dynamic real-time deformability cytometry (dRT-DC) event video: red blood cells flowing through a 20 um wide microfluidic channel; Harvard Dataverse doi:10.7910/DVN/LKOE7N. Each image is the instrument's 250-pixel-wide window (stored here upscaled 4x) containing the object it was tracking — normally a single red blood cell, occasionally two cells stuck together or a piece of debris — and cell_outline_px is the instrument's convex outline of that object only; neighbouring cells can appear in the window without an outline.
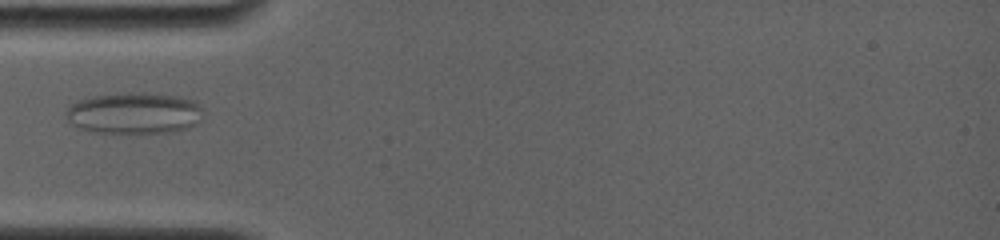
{"species": "common noctule bat (a hibernating species)", "species_latin": "Nyctalus noctula", "temperature_condition": "room temperature", "stored_images_in_passage": 46, "camera_frame_rate_fps": 4000, "um_per_image_px": 0.085, "animal": {"sex": "female", "body_mass_g": 19.0, "forearm_length_mm": 56.7}, "frame": {"image": 1, "passage_image": 7, "time_ms": 2.25, "image_size_px": [1000, 240], "cell_outline_px": [[200, 120], [196, 124], [188, 128], [168, 132], [92, 132], [76, 128], [64, 116], [64, 112], [72, 104], [80, 100], [92, 96], [140, 92], [176, 96], [192, 100], [200, 108]], "centroid_in_image_um": [11.34, 9.62], "position_along_channel_um": 73.7, "area_um2": 32.66}}
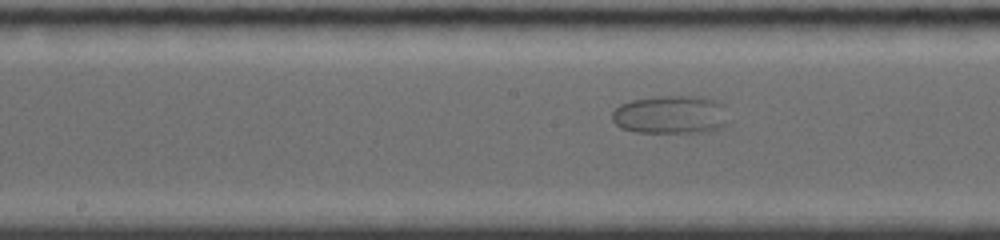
{"frame": {"image": 2, "passage_image": 23, "time_ms": 5.5, "image_size_px": [1000, 240], "cell_outline_px": [[728, 124], [720, 128], [704, 132], [636, 132], [620, 128], [612, 120], [612, 112], [620, 104], [632, 100], [664, 96], [688, 96], [716, 100], [720, 104]], "centroid_in_image_um": [56.95, 9.76], "position_along_channel_um": 191.3, "area_um2": 25.61}}
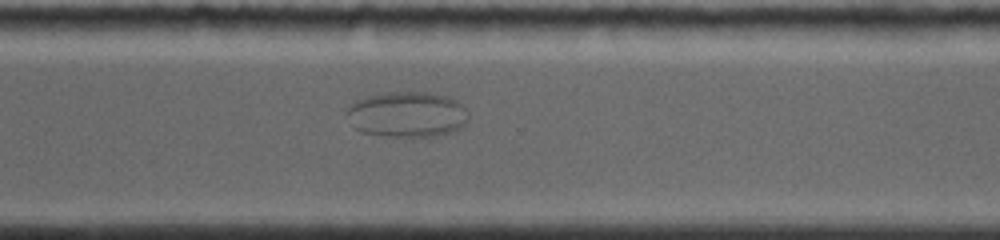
{"frame": {"image": 3, "passage_image": 34, "time_ms": 9.5, "image_size_px": [1000, 240], "cell_outline_px": [[468, 120], [460, 128], [452, 132], [432, 136], [392, 136], [360, 132], [352, 128], [348, 112], [348, 108], [356, 100], [368, 96], [388, 92], [428, 92], [444, 96], [456, 100], [468, 112]], "centroid_in_image_um": [34.61, 9.73], "position_along_channel_um": 336.0, "area_um2": 32.08}}